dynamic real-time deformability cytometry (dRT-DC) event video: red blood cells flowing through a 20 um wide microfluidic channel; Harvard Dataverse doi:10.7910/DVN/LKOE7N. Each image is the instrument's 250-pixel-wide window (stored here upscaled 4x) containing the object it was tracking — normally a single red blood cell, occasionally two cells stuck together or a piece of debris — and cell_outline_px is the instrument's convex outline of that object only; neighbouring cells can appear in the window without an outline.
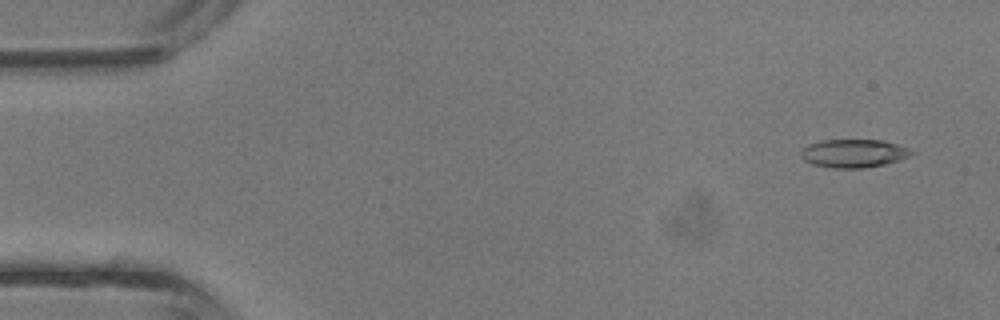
{"species": "common noctule bat (a hibernating species)", "species_latin": "Nyctalus noctula", "temperature_condition": "room temperature", "stored_images_in_passage": 3, "camera_frame_rate_fps": 3000, "um_per_image_px": 0.085, "animal": {"sex": "male", "body_mass_g": 13.3}, "frame": {"image": 1, "passage_image": 1, "time_ms": 0.0, "image_size_px": [1000, 320], "cell_outline_px": [[916, 152], [900, 160], [884, 164], [864, 168], [832, 168], [812, 164], [804, 160], [800, 156], [800, 152], [808, 144], [824, 140], [880, 140], [896, 144], [908, 148]], "centroid_in_image_um": [72.55, 13.04], "position_along_channel_um": 12.5, "area_um2": 18.15}}
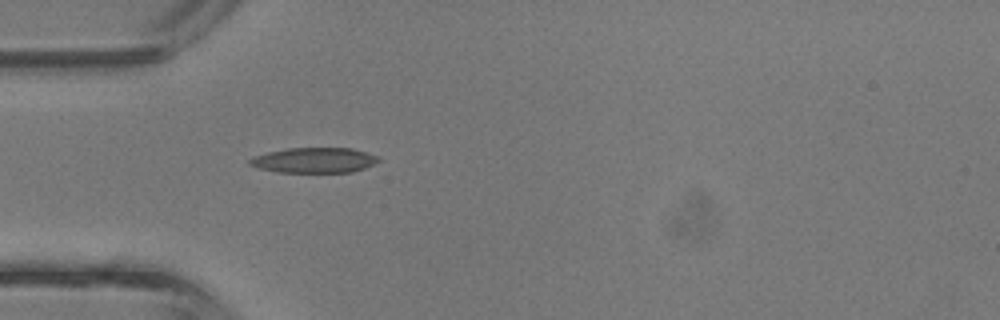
{"frame": {"image": 2, "passage_image": 3, "time_ms": 0.667, "image_size_px": [1000, 320], "cell_outline_px": [[380, 160], [364, 168], [352, 172], [280, 172], [260, 168], [248, 164], [248, 160], [252, 156], [268, 152], [288, 148], [352, 148], [380, 156]], "centroid_in_image_um": [26.71, 13.61], "position_along_channel_um": 58.3, "area_um2": 18.9}}